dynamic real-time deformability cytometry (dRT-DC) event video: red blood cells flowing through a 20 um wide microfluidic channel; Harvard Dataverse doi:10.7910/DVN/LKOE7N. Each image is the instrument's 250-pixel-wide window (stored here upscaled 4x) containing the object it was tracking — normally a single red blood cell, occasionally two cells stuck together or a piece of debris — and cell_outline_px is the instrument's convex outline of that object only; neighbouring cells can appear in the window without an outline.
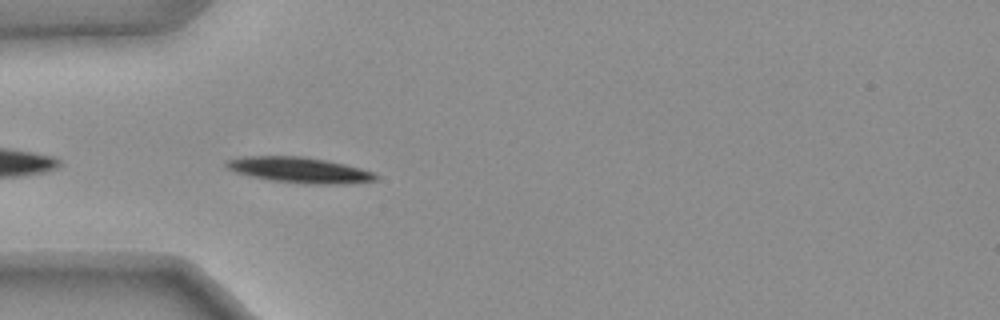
{"species": "common noctule bat (a hibernating species)", "species_latin": "Nyctalus noctula", "temperature_condition": "warm", "stored_images_in_passage": 31, "camera_frame_rate_fps": 3000, "um_per_image_px": 0.085, "animal": {"sex": "female", "body_mass_g": 25.1}, "frame": {"image": 1, "passage_image": 2, "time_ms": 0.333, "image_size_px": [1000, 320], "cell_outline_px": [[380, 176], [376, 180], [344, 184], [300, 184], [272, 180], [248, 176], [224, 168], [224, 164], [228, 160], [240, 156], [304, 156], [344, 164], [360, 168], [372, 172]], "centroid_in_image_um": [25.4, 14.45], "position_along_channel_um": 59.6, "area_um2": 22.48}}
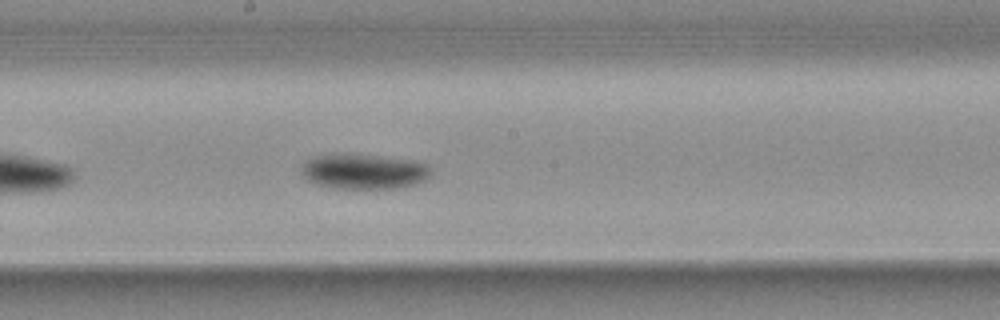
{"frame": {"image": 2, "passage_image": 15, "time_ms": 4.667, "image_size_px": [1000, 320], "cell_outline_px": [[432, 172], [424, 180], [416, 184], [396, 188], [332, 188], [316, 184], [308, 180], [300, 172], [300, 164], [304, 160], [312, 156], [376, 156], [408, 160], [424, 164]], "centroid_in_image_um": [30.86, 14.61], "position_along_channel_um": 217.3, "area_um2": 25.78}}
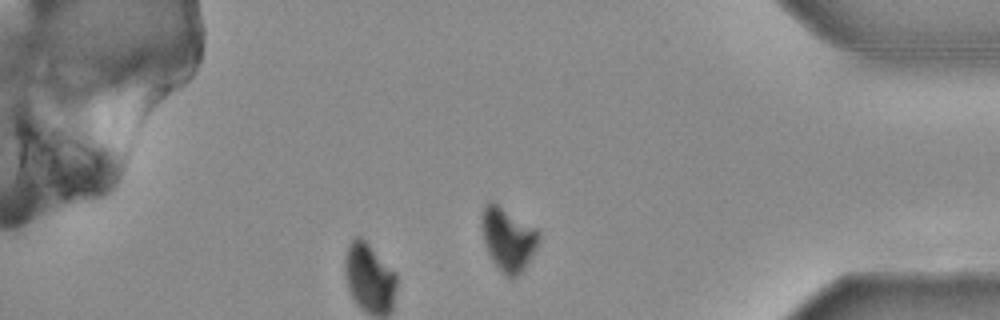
{"frame": {"image": 3, "passage_image": 31, "time_ms": 10.0, "image_size_px": [1000, 320], "cell_outline_px": [[540, 240], [532, 256], [524, 268], [512, 280], [508, 280], [500, 272], [492, 260], [488, 252], [484, 240], [480, 220], [480, 216], [484, 204], [488, 200], [492, 200], [536, 228], [540, 232]], "centroid_in_image_um": [43.17, 20.31], "position_along_channel_um": 392.0, "area_um2": 21.44}, "authors_computed_cell_mechanics": {"area_um2": 24.7384, "velocity_mm_per_s": 3.7231, "shape_relaxation_time_tau1_ms": 2.55, "shape_relaxation_time_tau2_ms": null, "deformation_change_tau1": 0.1327, "deformation_change_tau2": null}}